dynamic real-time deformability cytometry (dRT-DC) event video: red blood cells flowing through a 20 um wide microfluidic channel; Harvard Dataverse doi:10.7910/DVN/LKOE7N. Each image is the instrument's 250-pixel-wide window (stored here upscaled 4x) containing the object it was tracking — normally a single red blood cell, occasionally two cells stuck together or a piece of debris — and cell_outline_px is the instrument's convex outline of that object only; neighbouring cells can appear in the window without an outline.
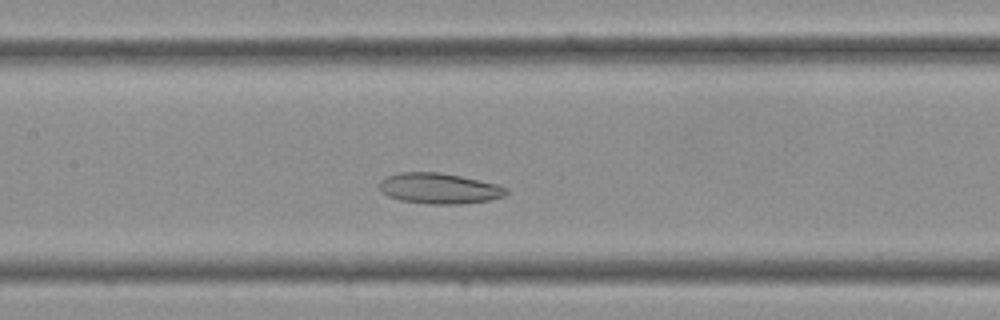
{"species": "Egyptian fruit bat (a non-hibernating species)", "species_latin": "Rousettus aegyptiacus", "temperature_condition": "cold", "stored_images_in_passage": 33, "camera_frame_rate_fps": 3000, "um_per_image_px": 0.085, "frame": {"image": 1, "passage_image": 13, "time_ms": 4.0, "image_size_px": [1000, 320], "cell_outline_px": [[508, 192], [504, 196], [488, 200], [460, 204], [428, 204], [400, 200], [388, 196], [380, 192], [380, 180], [384, 176], [400, 172], [440, 172], [500, 184], [508, 188]], "centroid_in_image_um": [37.32, 16.01], "position_along_channel_um": 170.1, "area_um2": 22.89}}
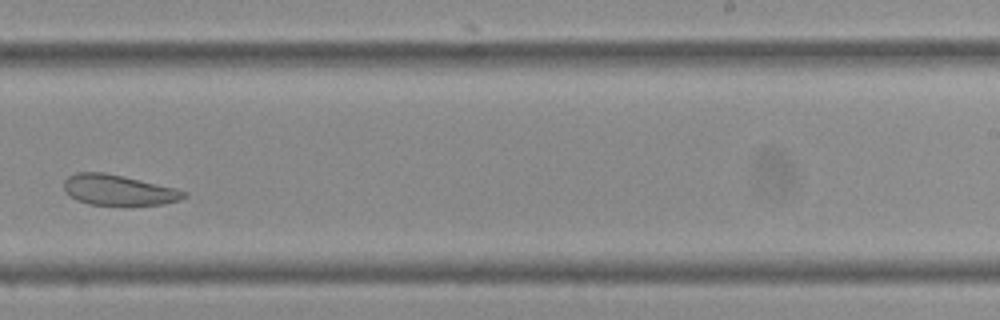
{"frame": {"image": 2, "passage_image": 19, "time_ms": 6.0, "image_size_px": [1000, 320], "cell_outline_px": [[188, 196], [180, 200], [164, 204], [88, 204], [76, 200], [64, 192], [64, 180], [68, 176], [76, 172], [104, 172], [176, 188], [188, 192]], "centroid_in_image_um": [10.06, 16.14], "position_along_channel_um": 278.9, "area_um2": 21.21}}
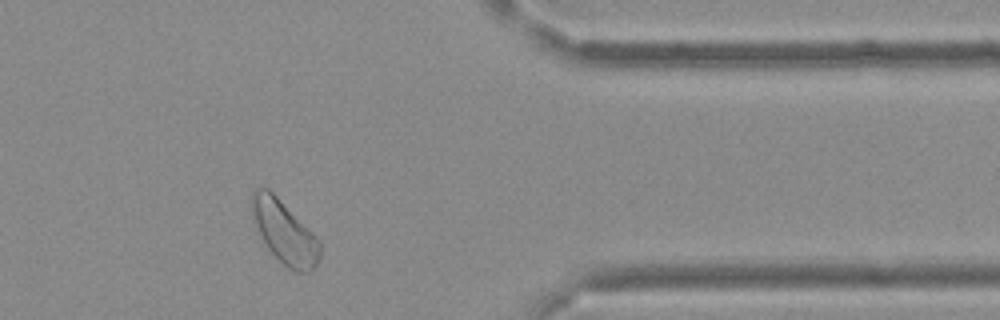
{"frame": {"image": 3, "passage_image": 26, "time_ms": 8.333, "image_size_px": [1000, 320], "cell_outline_px": [[320, 256], [316, 264], [308, 272], [296, 272], [288, 268], [268, 248], [252, 220], [252, 188], [260, 184], [268, 188], [320, 240]], "centroid_in_image_um": [24.15, 19.68], "position_along_channel_um": 387.3, "area_um2": 24.62}}